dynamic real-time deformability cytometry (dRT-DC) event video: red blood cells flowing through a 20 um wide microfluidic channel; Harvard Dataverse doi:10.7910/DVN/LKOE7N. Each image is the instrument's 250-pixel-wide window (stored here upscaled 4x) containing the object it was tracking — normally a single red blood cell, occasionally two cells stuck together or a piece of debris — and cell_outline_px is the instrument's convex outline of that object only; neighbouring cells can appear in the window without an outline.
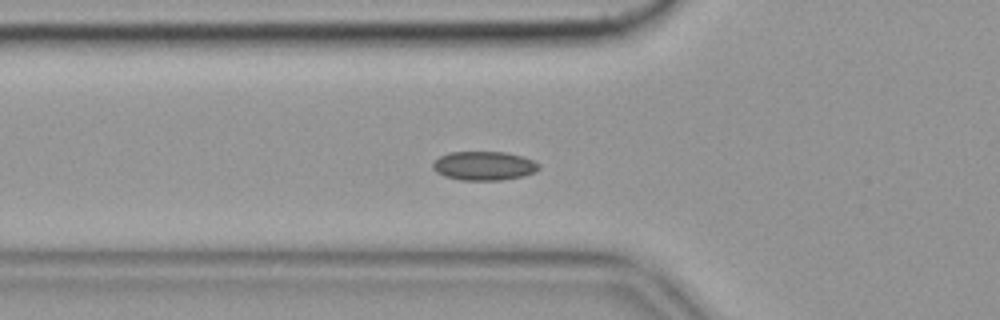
{"species": "common noctule bat (a hibernating species)", "species_latin": "Nyctalus noctula", "temperature_condition": "cold", "stored_images_in_passage": 44, "camera_frame_rate_fps": 3000, "um_per_image_px": 0.085, "animal": {"sex": "female", "body_mass_g": 19.9}, "frame": {"image": 1, "passage_image": 7, "time_ms": 2.0, "image_size_px": [1000, 320], "cell_outline_px": [[540, 168], [536, 172], [524, 176], [500, 180], [460, 180], [444, 176], [436, 172], [432, 168], [432, 164], [440, 156], [452, 152], [504, 152], [524, 156], [540, 164]], "centroid_in_image_um": [41.16, 14.1], "position_along_channel_um": 84.6, "area_um2": 17.98}, "authors_computed_cell_mechanics": {"area_um2": 17.34, "velocity_mm_per_s": 3.4888, "shape_relaxation_time_tau1_ms": null, "shape_relaxation_time_tau2_ms": 6.0403, "deformation_change_tau1": null, "deformation_change_tau2": 0.0909}}